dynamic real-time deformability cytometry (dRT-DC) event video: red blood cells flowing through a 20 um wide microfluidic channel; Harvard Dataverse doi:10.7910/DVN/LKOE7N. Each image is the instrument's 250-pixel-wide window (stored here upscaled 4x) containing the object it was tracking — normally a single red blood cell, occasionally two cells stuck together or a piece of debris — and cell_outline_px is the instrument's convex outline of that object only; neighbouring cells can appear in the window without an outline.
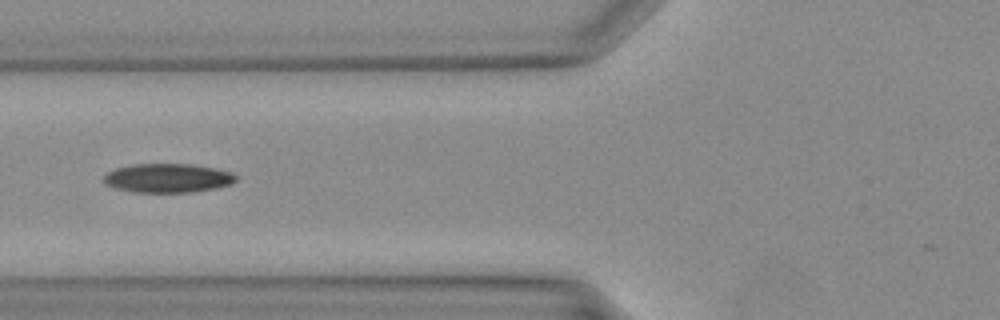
{"species": "Egyptian fruit bat (a non-hibernating species)", "species_latin": "Rousettus aegyptiacus", "temperature_condition": "warm", "stored_images_in_passage": 16, "camera_frame_rate_fps": 3000, "um_per_image_px": 0.085, "animal": {"sex": "female"}, "frame": {"image": 1, "passage_image": 7, "time_ms": 2.0, "image_size_px": [1000, 320], "cell_outline_px": [[236, 180], [232, 184], [216, 188], [192, 192], [136, 192], [116, 188], [104, 184], [104, 176], [108, 172], [116, 168], [132, 164], [192, 164], [232, 172], [236, 176]], "centroid_in_image_um": [14.26, 15.13], "position_along_channel_um": 111.5, "area_um2": 22.25}}